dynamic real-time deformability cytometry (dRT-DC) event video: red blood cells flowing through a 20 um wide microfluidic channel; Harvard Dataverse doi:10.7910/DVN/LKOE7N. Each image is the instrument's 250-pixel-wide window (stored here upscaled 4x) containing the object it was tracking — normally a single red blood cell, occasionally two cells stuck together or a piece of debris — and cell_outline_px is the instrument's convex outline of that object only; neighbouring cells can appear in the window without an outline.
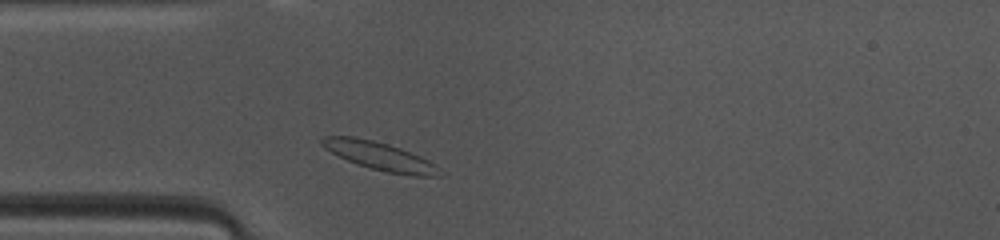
{"species": "common noctule bat (a hibernating species)", "species_latin": "Nyctalus noctula", "temperature_condition": "warm", "stored_images_in_passage": 38, "camera_frame_rate_fps": 3000, "um_per_image_px": 0.085, "animal": {"sex": "female", "body_mass_g": 10.0, "forearm_length_mm": 53.1}, "frame": {"image": 1, "passage_image": 3, "time_ms": 0.667, "image_size_px": [1000, 240], "cell_outline_px": [[440, 176], [412, 176], [388, 172], [356, 164], [324, 148], [320, 144], [320, 140], [324, 136], [352, 136], [372, 140], [388, 144], [400, 148], [420, 156], [436, 164]], "centroid_in_image_um": [32.26, 13.26], "position_along_channel_um": 52.7, "area_um2": 19.02}}
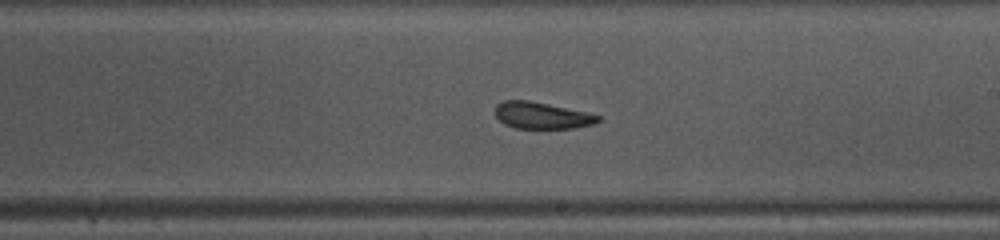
{"frame": {"image": 2, "passage_image": 17, "time_ms": 5.333, "image_size_px": [1000, 240], "cell_outline_px": [[600, 120], [596, 124], [572, 128], [516, 128], [504, 124], [496, 116], [496, 104], [504, 100], [528, 100], [588, 112], [600, 116]], "centroid_in_image_um": [46.07, 9.81], "position_along_channel_um": 242.9, "area_um2": 15.95}}
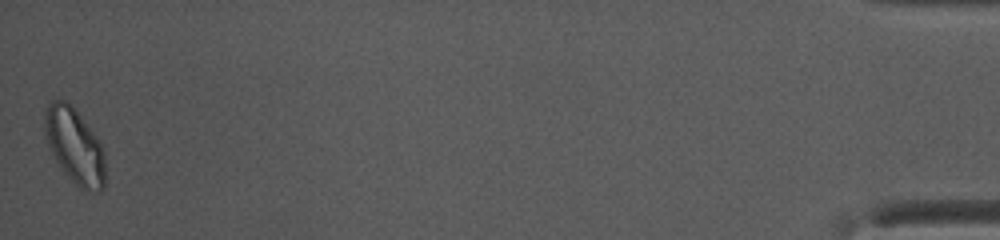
{"frame": {"image": 3, "passage_image": 38, "time_ms": 12.333, "image_size_px": [1000, 240], "cell_outline_px": [[104, 188], [100, 192], [88, 192], [80, 188], [68, 176], [56, 160], [48, 144], [44, 132], [44, 112], [48, 104], [52, 100], [64, 100], [80, 116], [100, 140], [104, 152]], "centroid_in_image_um": [6.35, 12.43], "position_along_channel_um": 428.8, "area_um2": 26.3}, "authors_computed_cell_mechanics": {"area_um2": 17.4556, "velocity_mm_per_s": 4.1151, "shape_relaxation_time_tau1_ms": 3.107, "shape_relaxation_time_tau2_ms": 1.4133, "deformation_change_tau1": 0.1102, "deformation_change_tau2": 0.0866}}